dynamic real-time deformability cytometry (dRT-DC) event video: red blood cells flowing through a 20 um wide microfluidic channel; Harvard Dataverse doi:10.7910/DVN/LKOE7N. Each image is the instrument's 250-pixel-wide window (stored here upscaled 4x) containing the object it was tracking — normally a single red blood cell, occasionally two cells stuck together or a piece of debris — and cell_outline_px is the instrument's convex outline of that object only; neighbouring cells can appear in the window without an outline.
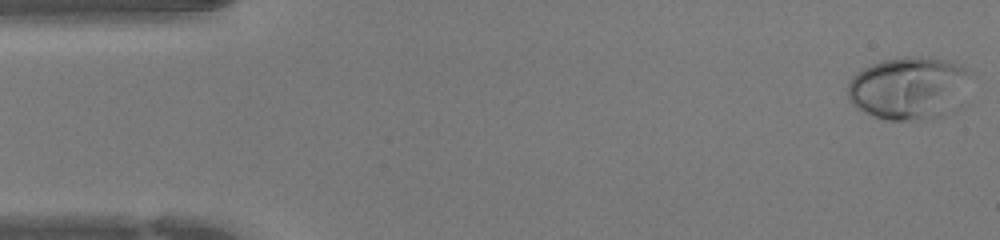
{"species": "human", "species_latin": "Homo sapiens", "temperature_condition": "warm", "stored_images_in_passage": 44, "camera_frame_rate_fps": 3000, "um_per_image_px": 0.085, "donor": {"sex": "female"}, "frame": {"image": 1, "passage_image": 1, "time_ms": 0.0, "image_size_px": [1000, 240], "cell_outline_px": [[964, 72], [924, 116], [908, 120], [888, 120], [864, 112], [856, 108], [852, 104], [848, 96], [848, 84], [852, 76], [864, 68], [880, 60], [908, 56], [920, 56], [944, 60], [964, 68]], "centroid_in_image_um": [76.68, 7.35], "position_along_channel_um": 8.3, "area_um2": 38.73}}
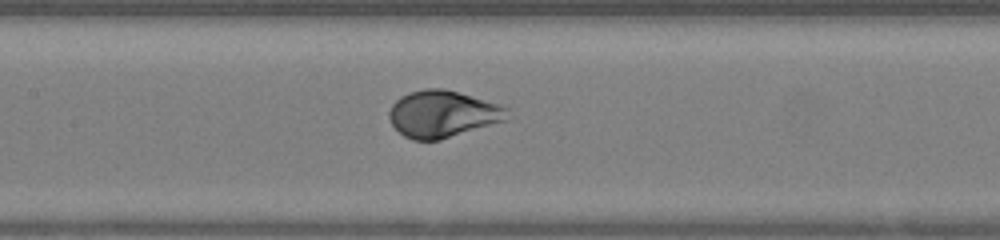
{"frame": {"image": 2, "passage_image": 20, "time_ms": 6.333, "image_size_px": [1000, 240], "cell_outline_px": [[508, 108], [504, 120], [440, 140], [412, 140], [404, 136], [392, 124], [388, 116], [388, 112], [392, 104], [400, 96], [408, 92], [424, 88], [444, 88], [496, 104]], "centroid_in_image_um": [37.53, 9.68], "position_along_channel_um": 169.9, "area_um2": 31.73}}
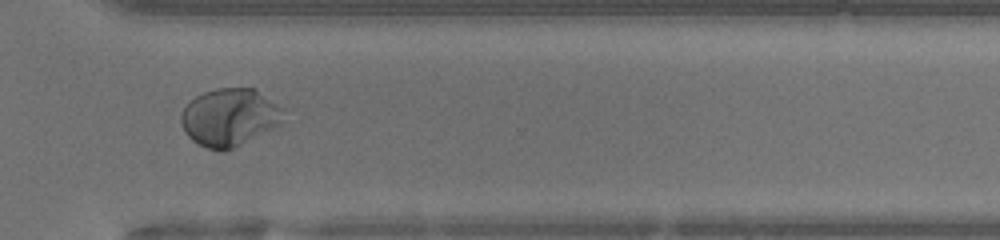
{"frame": {"image": 3, "passage_image": 32, "time_ms": 10.333, "image_size_px": [1000, 240], "cell_outline_px": [[288, 108], [280, 124], [224, 152], [220, 152], [208, 148], [192, 140], [184, 132], [180, 120], [180, 116], [184, 108], [196, 96], [204, 92], [220, 88], [252, 88]], "centroid_in_image_um": [19.54, 9.96], "position_along_channel_um": 351.1, "area_um2": 34.33}}